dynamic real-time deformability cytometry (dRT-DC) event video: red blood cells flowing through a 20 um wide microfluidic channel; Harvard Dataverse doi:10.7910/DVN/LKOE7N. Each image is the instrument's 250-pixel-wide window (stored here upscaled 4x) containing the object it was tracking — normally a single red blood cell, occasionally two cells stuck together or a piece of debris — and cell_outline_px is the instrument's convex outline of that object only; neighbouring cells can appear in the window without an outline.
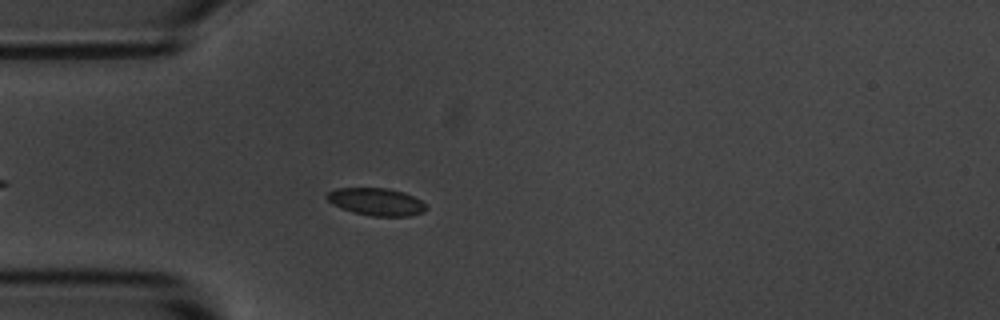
{"species": "common noctule bat (a hibernating species)", "species_latin": "Nyctalus noctula", "temperature_condition": "room temperature", "stored_images_in_passage": 17, "camera_frame_rate_fps": 3000, "um_per_image_px": 0.085, "animal": {"sex": "male", "body_mass_g": 20.1, "forearm_length_mm": 53.5}, "frame": {"image": 1, "passage_image": 6, "time_ms": 1.667, "image_size_px": [1000, 320], "cell_outline_px": [[428, 208], [424, 212], [412, 216], [372, 216], [352, 212], [340, 208], [332, 204], [324, 196], [328, 192], [336, 188], [388, 188], [404, 192], [420, 200]], "centroid_in_image_um": [31.97, 17.15], "position_along_channel_um": 53.0, "area_um2": 16.01}}
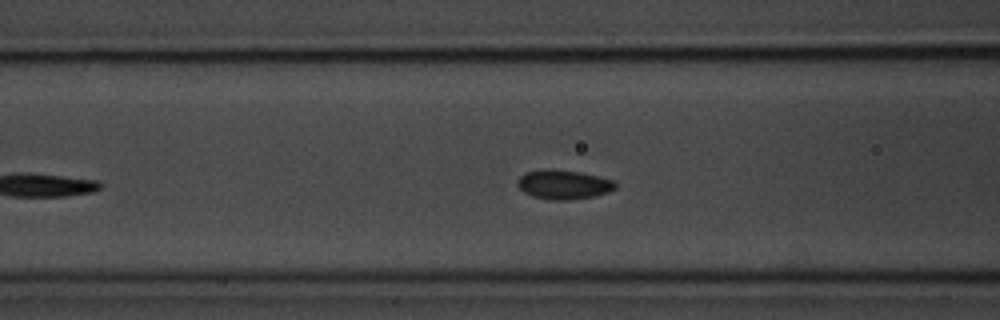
{"frame": {"image": 2, "passage_image": 12, "time_ms": 3.667, "image_size_px": [1000, 320], "cell_outline_px": [[616, 188], [608, 192], [592, 196], [568, 200], [552, 200], [532, 196], [524, 192], [516, 184], [516, 180], [524, 172], [544, 168], [548, 168], [580, 172], [616, 180]], "centroid_in_image_um": [47.88, 15.66], "position_along_channel_um": 118.7, "area_um2": 16.88}}